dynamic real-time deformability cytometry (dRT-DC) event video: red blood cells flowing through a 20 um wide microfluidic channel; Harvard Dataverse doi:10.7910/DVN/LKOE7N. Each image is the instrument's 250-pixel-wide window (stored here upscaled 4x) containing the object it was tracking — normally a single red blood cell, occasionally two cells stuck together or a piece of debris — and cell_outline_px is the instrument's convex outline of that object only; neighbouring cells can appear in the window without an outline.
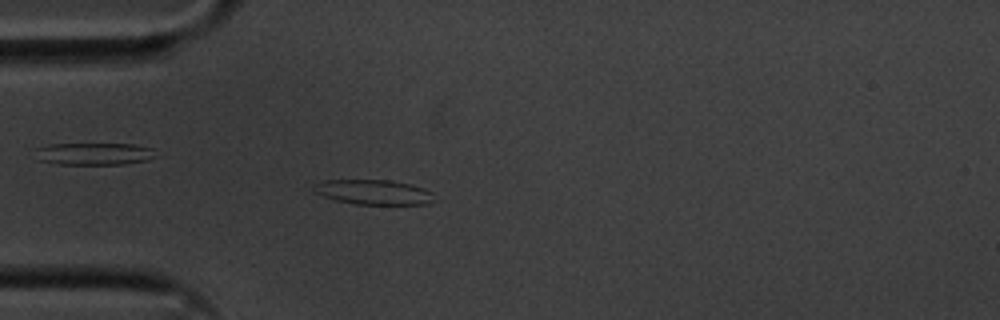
{"species": "common noctule bat (a hibernating species)", "species_latin": "Nyctalus noctula", "temperature_condition": "cold", "stored_images_in_passage": 55, "camera_frame_rate_fps": 3000, "um_per_image_px": 0.085, "animal": {"sex": "male", "body_mass_g": 20.1, "forearm_length_mm": 53.5}, "frame": {"image": 1, "passage_image": 15, "time_ms": 4.667, "image_size_px": [1000, 320], "cell_outline_px": [[436, 200], [428, 204], [356, 204], [336, 200], [312, 192], [312, 184], [324, 180], [388, 180], [408, 184], [424, 188], [432, 192]], "centroid_in_image_um": [31.73, 16.33], "position_along_channel_um": 53.3, "area_um2": 17.51}}
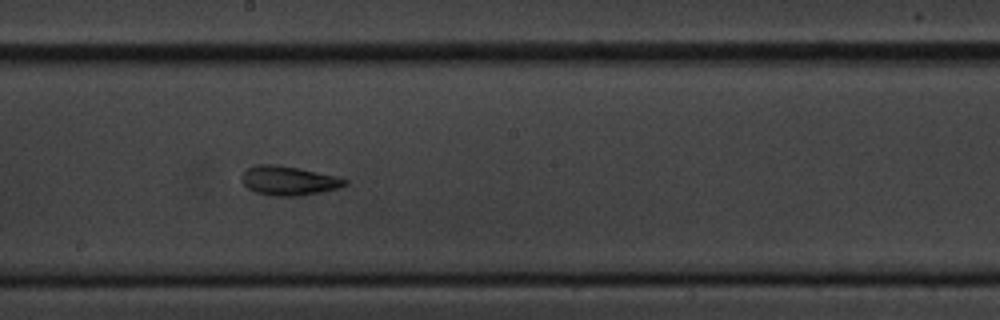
{"frame": {"image": 2, "passage_image": 30, "time_ms": 9.667, "image_size_px": [1000, 320], "cell_outline_px": [[348, 184], [336, 188], [320, 192], [300, 196], [272, 196], [256, 192], [248, 188], [240, 180], [240, 176], [248, 168], [256, 164], [276, 164], [300, 168], [336, 176], [348, 180]], "centroid_in_image_um": [24.51, 15.35], "position_along_channel_um": 223.7, "area_um2": 17.63}}
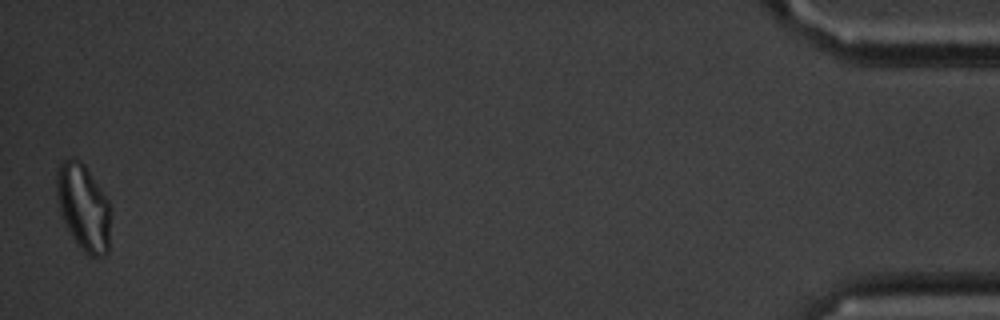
{"frame": {"image": 3, "passage_image": 55, "time_ms": 18.0, "image_size_px": [1000, 320], "cell_outline_px": [[112, 208], [108, 252], [104, 256], [92, 256], [84, 252], [80, 248], [72, 236], [60, 216], [56, 196], [56, 168], [68, 156], [80, 160], [84, 164], [108, 200]], "centroid_in_image_um": [7.09, 17.61], "position_along_channel_um": 428.1, "area_um2": 27.74}, "authors_computed_cell_mechanics": {"area_um2": 18.0914, "velocity_mm_per_s": 3.5469, "shape_relaxation_time_tau1_ms": 3.565, "shape_relaxation_time_tau2_ms": 2.2029, "deformation_change_tau1": 0.1703, "deformation_change_tau2": 0.1086}}